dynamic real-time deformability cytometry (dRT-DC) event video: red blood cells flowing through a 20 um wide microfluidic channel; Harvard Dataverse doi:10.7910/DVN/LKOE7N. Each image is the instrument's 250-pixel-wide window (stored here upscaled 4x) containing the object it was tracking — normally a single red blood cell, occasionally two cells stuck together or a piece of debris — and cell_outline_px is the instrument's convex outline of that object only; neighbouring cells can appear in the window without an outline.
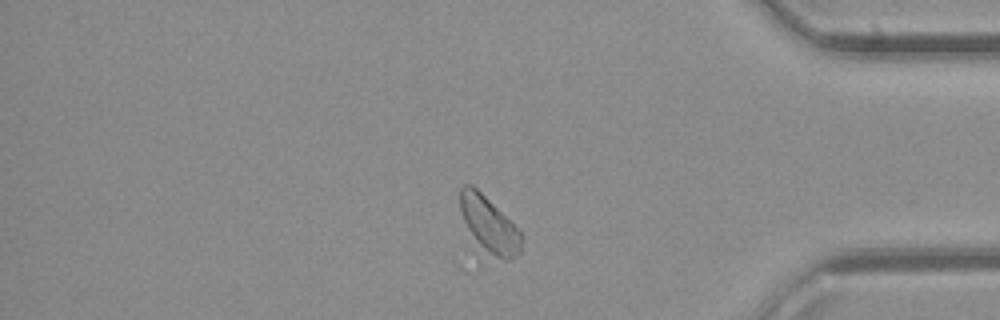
{"species": "common noctule bat (a hibernating species)", "species_latin": "Nyctalus noctula", "temperature_condition": "cold", "stored_images_in_passage": 33, "camera_frame_rate_fps": 3000, "um_per_image_px": 0.085, "animal": {"sex": "female", "body_mass_g": 21.9}, "frame": {"image": 1, "passage_image": 28, "time_ms": 9.0, "image_size_px": [1000, 320], "cell_outline_px": [[520, 252], [516, 256], [508, 260], [504, 260], [496, 256], [480, 244], [468, 228], [464, 220], [460, 208], [460, 188], [464, 184], [472, 184], [520, 232]], "centroid_in_image_um": [41.55, 19.05], "position_along_channel_um": 393.7, "area_um2": 18.55}}